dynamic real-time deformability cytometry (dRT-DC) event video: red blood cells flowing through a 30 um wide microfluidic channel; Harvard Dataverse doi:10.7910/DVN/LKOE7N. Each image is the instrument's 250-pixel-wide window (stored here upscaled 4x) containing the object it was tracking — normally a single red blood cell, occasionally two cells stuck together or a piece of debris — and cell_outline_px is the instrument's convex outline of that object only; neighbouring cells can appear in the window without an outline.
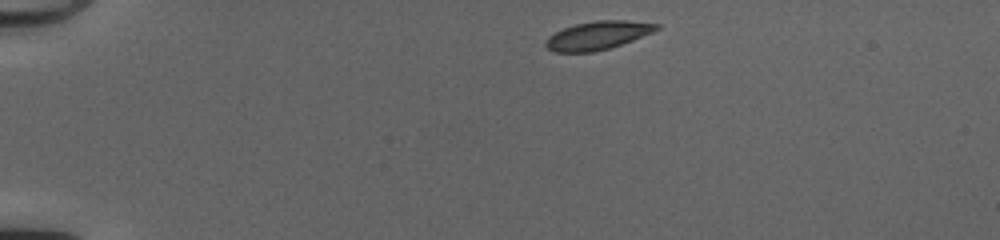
{"species": "common noctule bat (a hibernating species)", "species_latin": "Nyctalus noctula", "temperature_condition": "cold", "stored_images_in_passage": 41, "camera_frame_rate_fps": 3000, "um_per_image_px": 0.085, "animal": {"sex": "female", "body_mass_g": 20.0, "forearm_length_mm": 54.0}, "frame": {"image": 1, "passage_image": 1, "time_ms": 0.0, "image_size_px": [1000, 240], "cell_outline_px": [[660, 28], [652, 32], [632, 40], [608, 48], [592, 52], [556, 52], [548, 48], [544, 44], [544, 40], [548, 36], [564, 28], [576, 24], [596, 20], [624, 20], [660, 24]], "centroid_in_image_um": [50.78, 3.0], "position_along_channel_um": 34.2, "area_um2": 18.09}}
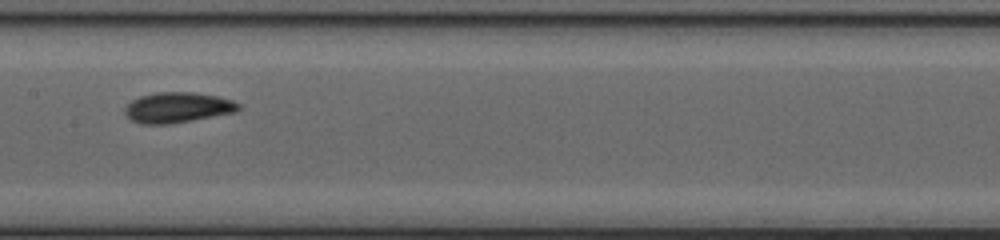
{"frame": {"image": 2, "passage_image": 18, "time_ms": 5.667, "image_size_px": [1000, 240], "cell_outline_px": [[240, 108], [236, 112], [172, 124], [140, 124], [132, 120], [124, 112], [124, 108], [132, 100], [140, 96], [156, 92], [192, 92], [216, 96], [232, 100], [240, 104]], "centroid_in_image_um": [15.09, 9.14], "position_along_channel_um": 192.3, "area_um2": 20.17}}
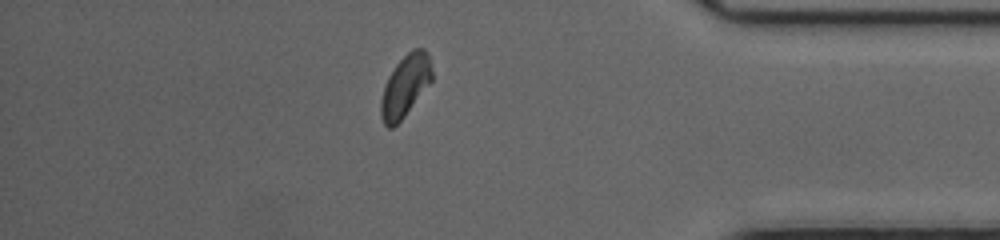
{"frame": {"image": 3, "passage_image": 35, "time_ms": 11.333, "image_size_px": [1000, 240], "cell_outline_px": [[432, 80], [404, 116], [392, 128], [388, 128], [384, 124], [380, 116], [380, 100], [384, 84], [388, 76], [396, 64], [412, 48], [424, 48], [428, 52], [432, 68]], "centroid_in_image_um": [34.43, 7.28], "position_along_channel_um": 400.8, "area_um2": 18.38}, "authors_computed_cell_mechanics": {"area_um2": 18.9006, "velocity_mm_per_s": 4.1039, "shape_relaxation_time_tau1_ms": 2.4897, "shape_relaxation_time_tau2_ms": 2.739, "deformation_change_tau1": 0.1199, "deformation_change_tau2": 0.052}}